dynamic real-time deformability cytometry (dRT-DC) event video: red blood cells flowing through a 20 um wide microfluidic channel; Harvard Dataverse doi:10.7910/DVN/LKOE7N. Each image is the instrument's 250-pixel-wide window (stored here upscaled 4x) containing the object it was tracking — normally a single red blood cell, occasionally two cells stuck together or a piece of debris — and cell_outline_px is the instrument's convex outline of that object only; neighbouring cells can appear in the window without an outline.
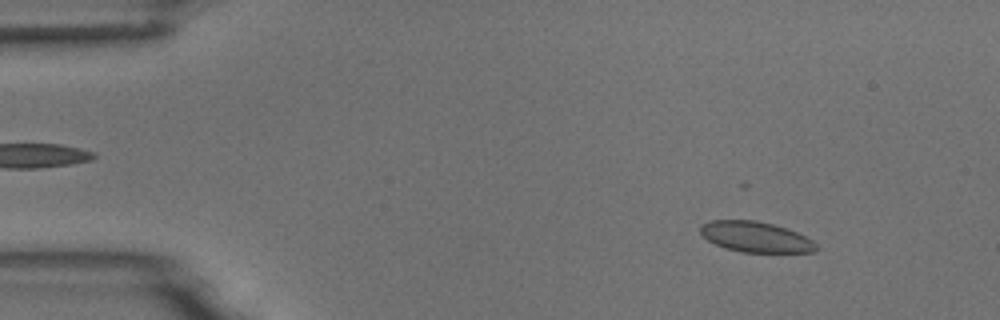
{"species": "common noctule bat (a hibernating species)", "species_latin": "Nyctalus noctula", "temperature_condition": "room temperature", "stored_images_in_passage": 54, "camera_frame_rate_fps": 3000, "um_per_image_px": 0.085, "animal": {"sex": "male", "body_mass_g": 18.8}, "frame": {"image": 1, "passage_image": 6, "time_ms": 1.667, "image_size_px": [1000, 320], "cell_outline_px": [[816, 248], [812, 252], [744, 252], [724, 248], [708, 240], [700, 232], [700, 228], [704, 224], [712, 220], [756, 220], [772, 224], [796, 232], [812, 240], [816, 244]], "centroid_in_image_um": [64.21, 20.14], "position_along_channel_um": 20.8, "area_um2": 20.23}}
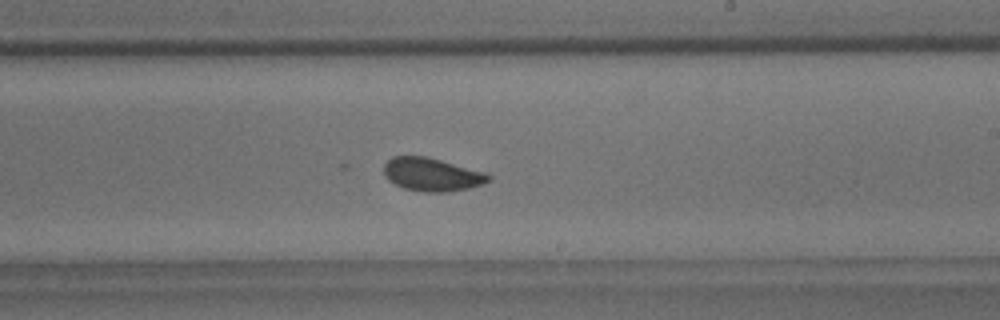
{"frame": {"image": 2, "passage_image": 32, "time_ms": 10.333, "image_size_px": [1000, 320], "cell_outline_px": [[492, 180], [484, 184], [468, 188], [448, 192], [424, 192], [404, 188], [388, 180], [384, 176], [384, 164], [392, 156], [428, 156], [484, 172], [492, 176]], "centroid_in_image_um": [36.72, 14.83], "position_along_channel_um": 252.3, "area_um2": 20.4}}
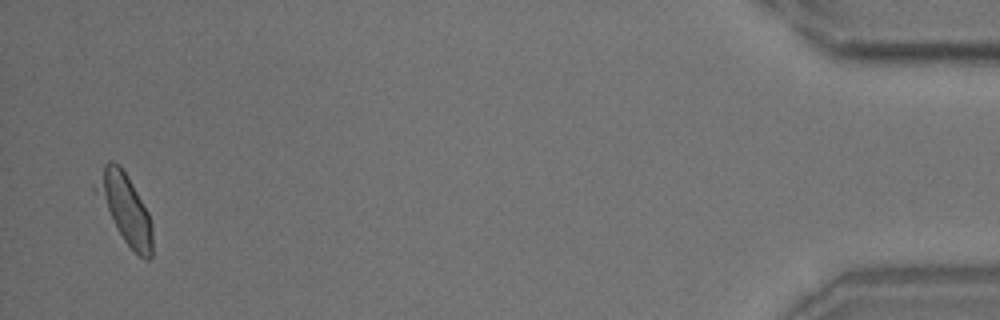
{"frame": {"image": 3, "passage_image": 53, "time_ms": 17.333, "image_size_px": [1000, 320], "cell_outline_px": [[152, 256], [148, 260], [144, 260], [124, 240], [92, 192], [92, 188], [104, 164], [108, 160], [112, 160], [120, 164], [132, 184], [148, 212], [152, 224]], "centroid_in_image_um": [10.58, 17.68], "position_along_channel_um": 424.6, "area_um2": 22.83}}